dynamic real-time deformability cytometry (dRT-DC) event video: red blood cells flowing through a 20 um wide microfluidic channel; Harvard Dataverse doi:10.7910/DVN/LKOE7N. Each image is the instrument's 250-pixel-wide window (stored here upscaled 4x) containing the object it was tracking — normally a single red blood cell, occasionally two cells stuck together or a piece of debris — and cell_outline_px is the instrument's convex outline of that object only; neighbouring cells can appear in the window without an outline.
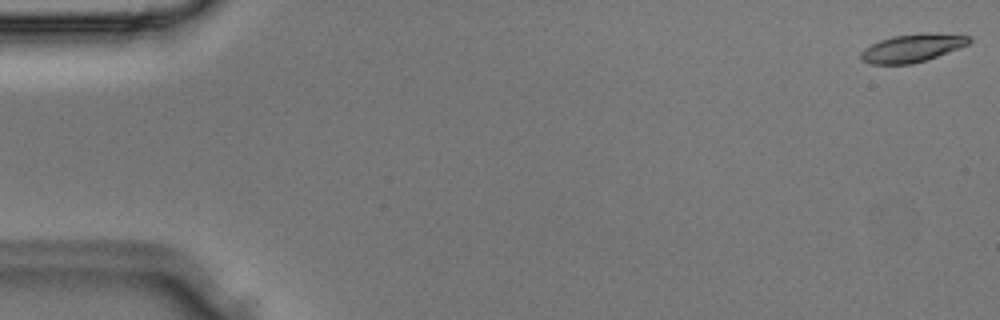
{"species": "Egyptian fruit bat (a non-hibernating species)", "species_latin": "Rousettus aegyptiacus", "temperature_condition": "room temperature", "stored_images_in_passage": 3, "camera_frame_rate_fps": 3000, "um_per_image_px": 0.085, "animal": {"sex": "male"}, "frame": {"image": 1, "passage_image": 3, "time_ms": 0.667, "image_size_px": [1000, 320], "cell_outline_px": [[972, 40], [968, 44], [936, 56], [912, 64], [872, 64], [860, 60], [860, 52], [864, 48], [880, 40], [892, 36], [924, 32], [936, 32], [972, 36]], "centroid_in_image_um": [77.53, 4.06], "position_along_channel_um": 7.5, "area_um2": 17.74}}